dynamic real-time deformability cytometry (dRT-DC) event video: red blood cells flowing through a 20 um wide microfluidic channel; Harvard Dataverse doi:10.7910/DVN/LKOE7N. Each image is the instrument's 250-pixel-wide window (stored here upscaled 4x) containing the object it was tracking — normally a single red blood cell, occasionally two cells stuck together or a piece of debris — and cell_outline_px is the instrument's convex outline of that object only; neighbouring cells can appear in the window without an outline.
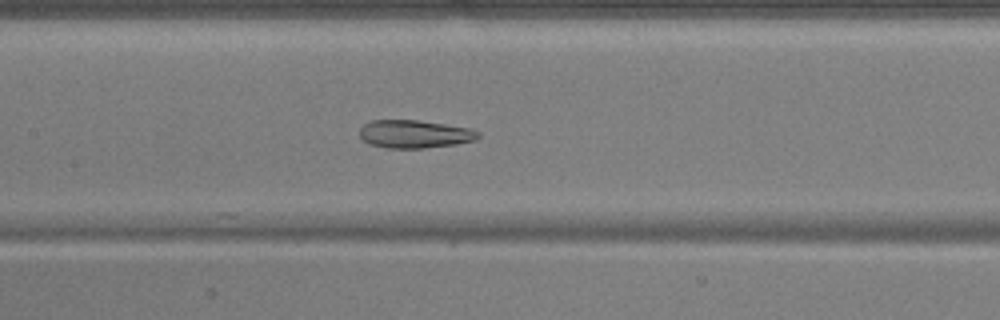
{"species": "common noctule bat (a hibernating species)", "species_latin": "Nyctalus noctula", "temperature_condition": "warm", "stored_images_in_passage": 30, "camera_frame_rate_fps": 3000, "um_per_image_px": 0.085, "animal": {"sex": "male", "body_mass_g": 17.9, "forearm_length_mm": 54.2}, "frame": {"image": 1, "passage_image": 15, "time_ms": 4.667, "image_size_px": [1000, 320], "cell_outline_px": [[480, 136], [476, 140], [456, 144], [424, 148], [384, 148], [368, 144], [360, 136], [360, 128], [364, 124], [372, 120], [416, 120], [444, 124], [468, 128], [480, 132]], "centroid_in_image_um": [35.23, 11.4], "position_along_channel_um": 172.2, "area_um2": 19.36}}
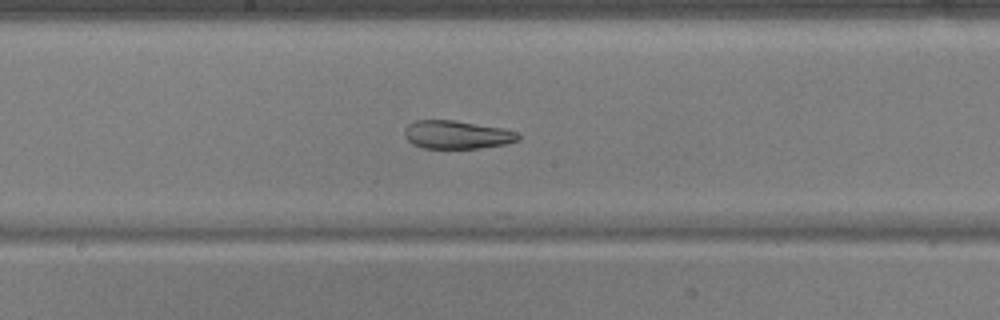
{"frame": {"image": 2, "passage_image": 18, "time_ms": 5.667, "image_size_px": [1000, 320], "cell_outline_px": [[520, 140], [504, 144], [480, 148], [424, 148], [412, 144], [404, 136], [404, 128], [408, 124], [416, 120], [456, 120], [504, 128], [516, 132], [520, 136]], "centroid_in_image_um": [38.82, 11.44], "position_along_channel_um": 209.4, "area_um2": 18.84}}
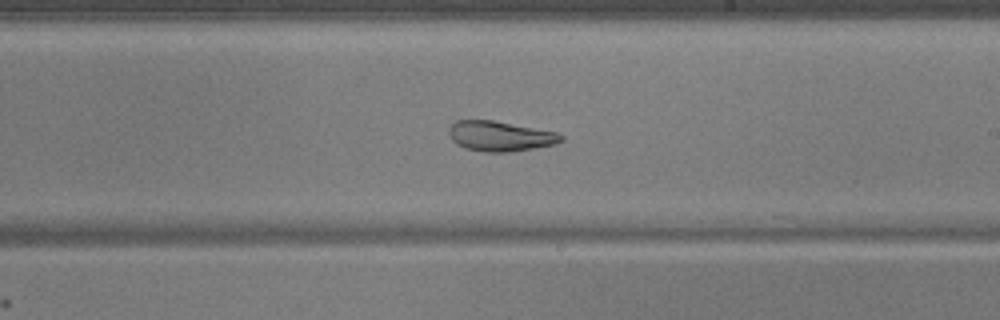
{"frame": {"image": 3, "passage_image": 21, "time_ms": 6.667, "image_size_px": [1000, 320], "cell_outline_px": [[564, 140], [556, 144], [512, 152], [484, 152], [464, 148], [456, 144], [452, 140], [448, 132], [448, 128], [456, 120], [492, 120], [556, 132], [564, 136]], "centroid_in_image_um": [42.5, 11.58], "position_along_channel_um": 246.5, "area_um2": 19.77}}